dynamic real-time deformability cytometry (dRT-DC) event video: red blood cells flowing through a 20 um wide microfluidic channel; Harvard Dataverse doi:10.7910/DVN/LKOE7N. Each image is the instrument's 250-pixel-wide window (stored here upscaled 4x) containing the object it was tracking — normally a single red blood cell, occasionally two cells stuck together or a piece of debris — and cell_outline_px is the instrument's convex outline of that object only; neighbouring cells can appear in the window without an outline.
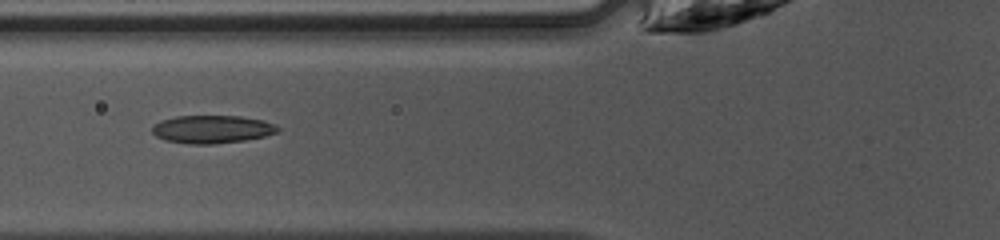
{"species": "common noctule bat (a hibernating species)", "species_latin": "Nyctalus noctula", "temperature_condition": "warm", "stored_images_in_passage": 38, "camera_frame_rate_fps": 3000, "um_per_image_px": 0.085, "animal": {"sex": "female", "body_mass_g": 10.0, "forearm_length_mm": 53.1}, "frame": {"image": 1, "passage_image": 10, "time_ms": 3.0, "image_size_px": [1000, 240], "cell_outline_px": [[280, 132], [264, 136], [244, 140], [212, 144], [192, 144], [164, 140], [156, 136], [152, 132], [152, 124], [160, 120], [176, 116], [240, 116], [264, 120], [276, 124], [280, 128]], "centroid_in_image_um": [18.03, 10.98], "position_along_channel_um": 107.8, "area_um2": 20.63}}
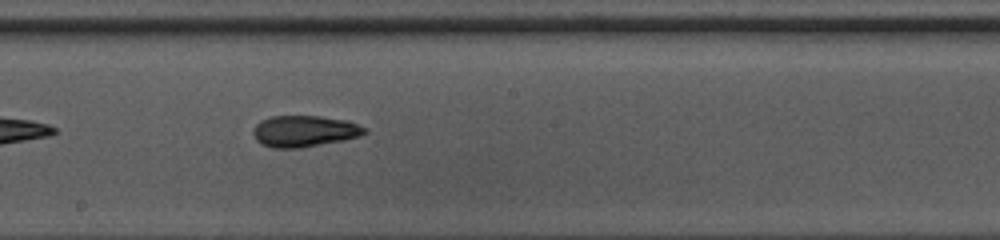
{"frame": {"image": 2, "passage_image": 18, "time_ms": 5.667, "image_size_px": [1000, 240], "cell_outline_px": [[368, 132], [360, 136], [344, 140], [300, 148], [272, 148], [260, 144], [256, 140], [252, 132], [256, 124], [260, 120], [272, 116], [320, 116], [348, 120], [368, 128]], "centroid_in_image_um": [25.88, 11.15], "position_along_channel_um": 222.3, "area_um2": 20.63}}
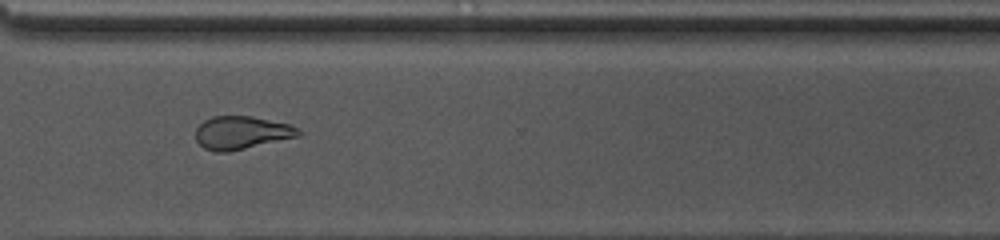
{"frame": {"image": 3, "passage_image": 27, "time_ms": 8.667, "image_size_px": [1000, 240], "cell_outline_px": [[304, 132], [300, 136], [228, 152], [216, 152], [204, 148], [196, 140], [196, 128], [204, 120], [212, 116], [252, 116], [292, 124]], "centroid_in_image_um": [20.57, 11.27], "position_along_channel_um": 350.0, "area_um2": 20.0}, "authors_computed_cell_mechanics": {"area_um2": 20.4323, "velocity_mm_per_s": 4.27, "shape_relaxation_time_tau1_ms": 10.3262, "shape_relaxation_time_tau2_ms": 3.8841, "deformation_change_tau1": 0.2293, "deformation_change_tau2": 0.1213}}